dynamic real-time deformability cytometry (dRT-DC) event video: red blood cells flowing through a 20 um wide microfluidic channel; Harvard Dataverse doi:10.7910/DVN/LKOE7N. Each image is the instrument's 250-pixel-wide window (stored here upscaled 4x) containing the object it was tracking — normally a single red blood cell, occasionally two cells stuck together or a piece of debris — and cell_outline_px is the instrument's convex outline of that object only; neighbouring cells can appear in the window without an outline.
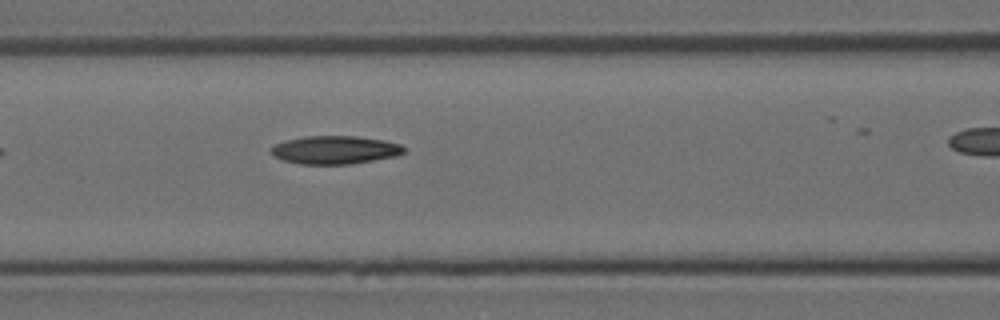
{"species": "Egyptian fruit bat (a non-hibernating species)", "species_latin": "Rousettus aegyptiacus", "temperature_condition": "room temperature", "stored_images_in_passage": 12, "camera_frame_rate_fps": 3000, "um_per_image_px": 0.085, "animal": {"sex": "female"}, "frame": {"image": 1, "passage_image": 5, "time_ms": 1.333, "image_size_px": [1000, 320], "cell_outline_px": [[408, 148], [404, 152], [396, 156], [352, 164], [300, 164], [284, 160], [276, 156], [272, 152], [272, 148], [276, 144], [288, 140], [304, 136], [356, 136], [384, 140], [400, 144]], "centroid_in_image_um": [28.55, 12.74], "position_along_channel_um": 138.1, "area_um2": 21.68}}